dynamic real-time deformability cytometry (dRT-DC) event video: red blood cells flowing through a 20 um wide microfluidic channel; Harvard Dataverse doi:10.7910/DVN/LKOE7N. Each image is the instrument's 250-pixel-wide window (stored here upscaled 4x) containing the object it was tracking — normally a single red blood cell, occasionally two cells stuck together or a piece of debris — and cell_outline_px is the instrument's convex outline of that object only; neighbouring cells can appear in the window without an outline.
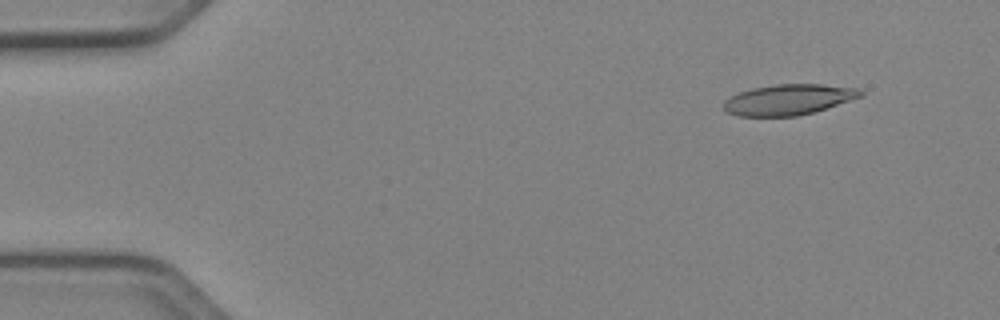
{"species": "Egyptian fruit bat (a non-hibernating species)", "species_latin": "Rousettus aegyptiacus", "temperature_condition": "cold", "stored_images_in_passage": 51, "camera_frame_rate_fps": 3000, "um_per_image_px": 0.085, "animal": {"sex": "female"}, "frame": {"image": 1, "passage_image": 5, "time_ms": 1.333, "image_size_px": [1000, 320], "cell_outline_px": [[864, 96], [812, 112], [796, 116], [740, 116], [728, 112], [724, 108], [724, 100], [740, 92], [752, 88], [776, 84], [820, 84], [860, 88], [864, 92]], "centroid_in_image_um": [67.06, 8.45], "position_along_channel_um": 17.9, "area_um2": 24.28}}
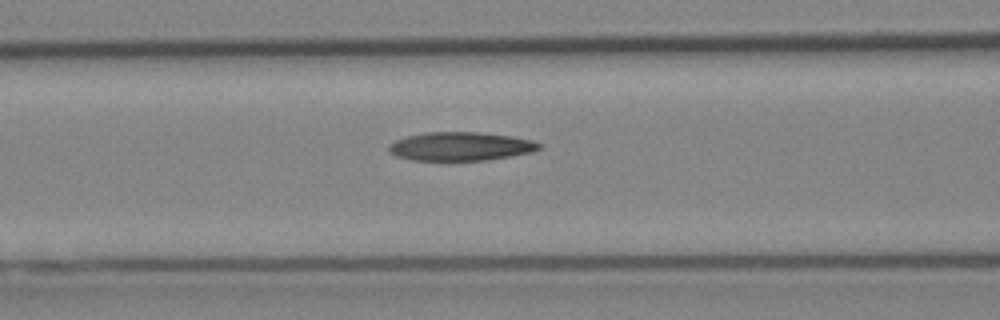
{"frame": {"image": 2, "passage_image": 21, "time_ms": 6.667, "image_size_px": [1000, 320], "cell_outline_px": [[540, 148], [532, 152], [512, 156], [488, 160], [412, 160], [396, 156], [388, 148], [388, 144], [396, 140], [408, 136], [428, 132], [476, 132], [512, 136], [532, 140], [540, 144]], "centroid_in_image_um": [39.16, 12.44], "position_along_channel_um": 127.4, "area_um2": 24.91}}
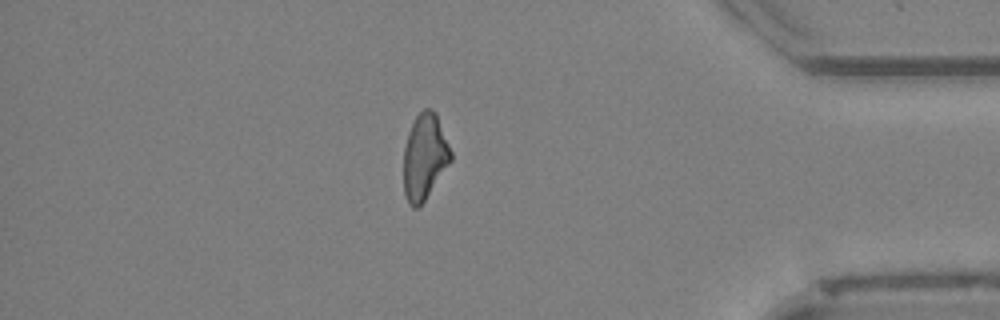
{"frame": {"image": 3, "passage_image": 44, "time_ms": 14.333, "image_size_px": [1000, 320], "cell_outline_px": [[452, 160], [424, 200], [416, 208], [412, 208], [408, 204], [404, 196], [404, 148], [408, 132], [416, 116], [424, 108], [432, 108], [436, 112], [452, 152]], "centroid_in_image_um": [36.09, 13.31], "position_along_channel_um": 399.1, "area_um2": 23.58}}